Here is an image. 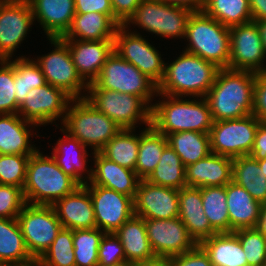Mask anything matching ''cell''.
<instances>
[{"label":"cell","instance_id":"obj_1","mask_svg":"<svg viewBox=\"0 0 266 266\" xmlns=\"http://www.w3.org/2000/svg\"><path fill=\"white\" fill-rule=\"evenodd\" d=\"M255 73L219 69L205 96L214 122L239 119L253 114Z\"/></svg>","mask_w":266,"mask_h":266},{"label":"cell","instance_id":"obj_2","mask_svg":"<svg viewBox=\"0 0 266 266\" xmlns=\"http://www.w3.org/2000/svg\"><path fill=\"white\" fill-rule=\"evenodd\" d=\"M164 100L155 103L151 110V125L167 136L175 132L196 131L210 133L213 119L205 97L183 100V97L156 94ZM166 99V100H165Z\"/></svg>","mask_w":266,"mask_h":266},{"label":"cell","instance_id":"obj_3","mask_svg":"<svg viewBox=\"0 0 266 266\" xmlns=\"http://www.w3.org/2000/svg\"><path fill=\"white\" fill-rule=\"evenodd\" d=\"M215 64L183 51L172 63H165L157 93L174 97H205L219 71Z\"/></svg>","mask_w":266,"mask_h":266},{"label":"cell","instance_id":"obj_4","mask_svg":"<svg viewBox=\"0 0 266 266\" xmlns=\"http://www.w3.org/2000/svg\"><path fill=\"white\" fill-rule=\"evenodd\" d=\"M78 186L52 156H44L39 149L30 155L23 187L27 204L53 206Z\"/></svg>","mask_w":266,"mask_h":266},{"label":"cell","instance_id":"obj_5","mask_svg":"<svg viewBox=\"0 0 266 266\" xmlns=\"http://www.w3.org/2000/svg\"><path fill=\"white\" fill-rule=\"evenodd\" d=\"M187 45L184 51L200 56L220 69L228 68L230 31L204 12H192L186 25Z\"/></svg>","mask_w":266,"mask_h":266},{"label":"cell","instance_id":"obj_6","mask_svg":"<svg viewBox=\"0 0 266 266\" xmlns=\"http://www.w3.org/2000/svg\"><path fill=\"white\" fill-rule=\"evenodd\" d=\"M72 103V104H70ZM62 128L83 145L99 152L122 129L108 116L98 111L86 98L72 99ZM74 104V105H73Z\"/></svg>","mask_w":266,"mask_h":266},{"label":"cell","instance_id":"obj_7","mask_svg":"<svg viewBox=\"0 0 266 266\" xmlns=\"http://www.w3.org/2000/svg\"><path fill=\"white\" fill-rule=\"evenodd\" d=\"M85 98L121 129L135 130L139 121L147 127L151 125L152 108L138 96L100 89L93 82L89 84Z\"/></svg>","mask_w":266,"mask_h":266},{"label":"cell","instance_id":"obj_8","mask_svg":"<svg viewBox=\"0 0 266 266\" xmlns=\"http://www.w3.org/2000/svg\"><path fill=\"white\" fill-rule=\"evenodd\" d=\"M94 83L100 89L126 93L142 98L151 108V98L157 94V85L132 63L117 52L109 56ZM150 103V104H149Z\"/></svg>","mask_w":266,"mask_h":266},{"label":"cell","instance_id":"obj_9","mask_svg":"<svg viewBox=\"0 0 266 266\" xmlns=\"http://www.w3.org/2000/svg\"><path fill=\"white\" fill-rule=\"evenodd\" d=\"M191 14L186 8L157 0H142L124 25L128 27L129 24H135L158 36L185 39L186 25Z\"/></svg>","mask_w":266,"mask_h":266},{"label":"cell","instance_id":"obj_10","mask_svg":"<svg viewBox=\"0 0 266 266\" xmlns=\"http://www.w3.org/2000/svg\"><path fill=\"white\" fill-rule=\"evenodd\" d=\"M26 247L37 261L63 228L53 206L26 204L17 217Z\"/></svg>","mask_w":266,"mask_h":266},{"label":"cell","instance_id":"obj_11","mask_svg":"<svg viewBox=\"0 0 266 266\" xmlns=\"http://www.w3.org/2000/svg\"><path fill=\"white\" fill-rule=\"evenodd\" d=\"M55 49L49 54L37 58L35 61L40 67L46 83L62 89L72 99H82L81 94L87 91L88 84L81 78L68 48V45L62 38L48 39Z\"/></svg>","mask_w":266,"mask_h":266},{"label":"cell","instance_id":"obj_12","mask_svg":"<svg viewBox=\"0 0 266 266\" xmlns=\"http://www.w3.org/2000/svg\"><path fill=\"white\" fill-rule=\"evenodd\" d=\"M260 122L253 114L213 122L209 133L211 152L230 158L250 155Z\"/></svg>","mask_w":266,"mask_h":266},{"label":"cell","instance_id":"obj_13","mask_svg":"<svg viewBox=\"0 0 266 266\" xmlns=\"http://www.w3.org/2000/svg\"><path fill=\"white\" fill-rule=\"evenodd\" d=\"M128 27H117L114 37V51L125 61L132 63L157 86L162 81L165 63L159 50L139 33L129 32Z\"/></svg>","mask_w":266,"mask_h":266},{"label":"cell","instance_id":"obj_14","mask_svg":"<svg viewBox=\"0 0 266 266\" xmlns=\"http://www.w3.org/2000/svg\"><path fill=\"white\" fill-rule=\"evenodd\" d=\"M230 59L228 68L259 73L266 70V53L255 21L229 27Z\"/></svg>","mask_w":266,"mask_h":266},{"label":"cell","instance_id":"obj_15","mask_svg":"<svg viewBox=\"0 0 266 266\" xmlns=\"http://www.w3.org/2000/svg\"><path fill=\"white\" fill-rule=\"evenodd\" d=\"M71 100L62 89L46 83L30 90L19 107L18 114L39 126L53 123L60 117L63 122Z\"/></svg>","mask_w":266,"mask_h":266},{"label":"cell","instance_id":"obj_16","mask_svg":"<svg viewBox=\"0 0 266 266\" xmlns=\"http://www.w3.org/2000/svg\"><path fill=\"white\" fill-rule=\"evenodd\" d=\"M33 22L27 0H0V60L11 59Z\"/></svg>","mask_w":266,"mask_h":266},{"label":"cell","instance_id":"obj_17","mask_svg":"<svg viewBox=\"0 0 266 266\" xmlns=\"http://www.w3.org/2000/svg\"><path fill=\"white\" fill-rule=\"evenodd\" d=\"M93 202L96 226L114 233L134 215L133 199L100 185H85Z\"/></svg>","mask_w":266,"mask_h":266},{"label":"cell","instance_id":"obj_18","mask_svg":"<svg viewBox=\"0 0 266 266\" xmlns=\"http://www.w3.org/2000/svg\"><path fill=\"white\" fill-rule=\"evenodd\" d=\"M144 221L147 237L155 256H176L198 245L179 217L144 219Z\"/></svg>","mask_w":266,"mask_h":266},{"label":"cell","instance_id":"obj_19","mask_svg":"<svg viewBox=\"0 0 266 266\" xmlns=\"http://www.w3.org/2000/svg\"><path fill=\"white\" fill-rule=\"evenodd\" d=\"M179 190L139 181L134 202V215L144 219H172L179 215Z\"/></svg>","mask_w":266,"mask_h":266},{"label":"cell","instance_id":"obj_20","mask_svg":"<svg viewBox=\"0 0 266 266\" xmlns=\"http://www.w3.org/2000/svg\"><path fill=\"white\" fill-rule=\"evenodd\" d=\"M68 45L72 61L81 78L89 85L114 51V40L63 39Z\"/></svg>","mask_w":266,"mask_h":266},{"label":"cell","instance_id":"obj_21","mask_svg":"<svg viewBox=\"0 0 266 266\" xmlns=\"http://www.w3.org/2000/svg\"><path fill=\"white\" fill-rule=\"evenodd\" d=\"M53 207L65 229L97 228L93 202L85 185L78 186L72 193L59 199Z\"/></svg>","mask_w":266,"mask_h":266},{"label":"cell","instance_id":"obj_22","mask_svg":"<svg viewBox=\"0 0 266 266\" xmlns=\"http://www.w3.org/2000/svg\"><path fill=\"white\" fill-rule=\"evenodd\" d=\"M92 154L95 169L92 167L91 180L85 185H100L125 194L134 200L141 180L136 172L118 165L100 152H92Z\"/></svg>","mask_w":266,"mask_h":266},{"label":"cell","instance_id":"obj_23","mask_svg":"<svg viewBox=\"0 0 266 266\" xmlns=\"http://www.w3.org/2000/svg\"><path fill=\"white\" fill-rule=\"evenodd\" d=\"M34 20L42 25L47 38H61L69 30L75 16L74 0H27Z\"/></svg>","mask_w":266,"mask_h":266},{"label":"cell","instance_id":"obj_24","mask_svg":"<svg viewBox=\"0 0 266 266\" xmlns=\"http://www.w3.org/2000/svg\"><path fill=\"white\" fill-rule=\"evenodd\" d=\"M233 158L210 153L196 163L186 166L189 187L226 186L232 181Z\"/></svg>","mask_w":266,"mask_h":266},{"label":"cell","instance_id":"obj_25","mask_svg":"<svg viewBox=\"0 0 266 266\" xmlns=\"http://www.w3.org/2000/svg\"><path fill=\"white\" fill-rule=\"evenodd\" d=\"M179 219L199 244L217 232L211 227L202 205L201 188L183 187L179 190Z\"/></svg>","mask_w":266,"mask_h":266},{"label":"cell","instance_id":"obj_26","mask_svg":"<svg viewBox=\"0 0 266 266\" xmlns=\"http://www.w3.org/2000/svg\"><path fill=\"white\" fill-rule=\"evenodd\" d=\"M60 130L65 137L58 139L56 146L53 147L52 157L65 174L73 178L79 185H85L92 177V169L86 168V158L89 155L87 147L67 134L62 127ZM85 171H87L86 174L89 172L87 177L82 176V174L85 175Z\"/></svg>","mask_w":266,"mask_h":266},{"label":"cell","instance_id":"obj_27","mask_svg":"<svg viewBox=\"0 0 266 266\" xmlns=\"http://www.w3.org/2000/svg\"><path fill=\"white\" fill-rule=\"evenodd\" d=\"M30 126L38 127L35 123L21 118L19 114H0V154H34L38 149L30 144Z\"/></svg>","mask_w":266,"mask_h":266},{"label":"cell","instance_id":"obj_28","mask_svg":"<svg viewBox=\"0 0 266 266\" xmlns=\"http://www.w3.org/2000/svg\"><path fill=\"white\" fill-rule=\"evenodd\" d=\"M230 233L244 228H255L259 219L261 203L242 186L231 181L226 186Z\"/></svg>","mask_w":266,"mask_h":266},{"label":"cell","instance_id":"obj_29","mask_svg":"<svg viewBox=\"0 0 266 266\" xmlns=\"http://www.w3.org/2000/svg\"><path fill=\"white\" fill-rule=\"evenodd\" d=\"M114 234L123 245L127 264L156 257L147 237L144 218L133 215Z\"/></svg>","mask_w":266,"mask_h":266},{"label":"cell","instance_id":"obj_30","mask_svg":"<svg viewBox=\"0 0 266 266\" xmlns=\"http://www.w3.org/2000/svg\"><path fill=\"white\" fill-rule=\"evenodd\" d=\"M118 25L99 12L75 13L72 24L62 39L114 40Z\"/></svg>","mask_w":266,"mask_h":266},{"label":"cell","instance_id":"obj_31","mask_svg":"<svg viewBox=\"0 0 266 266\" xmlns=\"http://www.w3.org/2000/svg\"><path fill=\"white\" fill-rule=\"evenodd\" d=\"M199 245L208 254L212 266H248L238 237L232 233H217Z\"/></svg>","mask_w":266,"mask_h":266},{"label":"cell","instance_id":"obj_32","mask_svg":"<svg viewBox=\"0 0 266 266\" xmlns=\"http://www.w3.org/2000/svg\"><path fill=\"white\" fill-rule=\"evenodd\" d=\"M25 244L17 218H0V264L34 262Z\"/></svg>","mask_w":266,"mask_h":266},{"label":"cell","instance_id":"obj_33","mask_svg":"<svg viewBox=\"0 0 266 266\" xmlns=\"http://www.w3.org/2000/svg\"><path fill=\"white\" fill-rule=\"evenodd\" d=\"M259 162L250 155L233 158L232 181L242 186L255 200L266 203V177Z\"/></svg>","mask_w":266,"mask_h":266},{"label":"cell","instance_id":"obj_34","mask_svg":"<svg viewBox=\"0 0 266 266\" xmlns=\"http://www.w3.org/2000/svg\"><path fill=\"white\" fill-rule=\"evenodd\" d=\"M168 145L180 157L184 166L196 163L211 153L210 135L196 131L168 134Z\"/></svg>","mask_w":266,"mask_h":266},{"label":"cell","instance_id":"obj_35","mask_svg":"<svg viewBox=\"0 0 266 266\" xmlns=\"http://www.w3.org/2000/svg\"><path fill=\"white\" fill-rule=\"evenodd\" d=\"M167 145V137L158 132L152 125L141 131L135 166V172L140 179H146L154 171Z\"/></svg>","mask_w":266,"mask_h":266},{"label":"cell","instance_id":"obj_36","mask_svg":"<svg viewBox=\"0 0 266 266\" xmlns=\"http://www.w3.org/2000/svg\"><path fill=\"white\" fill-rule=\"evenodd\" d=\"M145 180L155 185L180 190L187 186L186 167L176 152L167 145L158 165Z\"/></svg>","mask_w":266,"mask_h":266},{"label":"cell","instance_id":"obj_37","mask_svg":"<svg viewBox=\"0 0 266 266\" xmlns=\"http://www.w3.org/2000/svg\"><path fill=\"white\" fill-rule=\"evenodd\" d=\"M134 129H122L99 152L118 165L135 171L140 134Z\"/></svg>","mask_w":266,"mask_h":266},{"label":"cell","instance_id":"obj_38","mask_svg":"<svg viewBox=\"0 0 266 266\" xmlns=\"http://www.w3.org/2000/svg\"><path fill=\"white\" fill-rule=\"evenodd\" d=\"M203 12L226 27L253 21L249 0H206Z\"/></svg>","mask_w":266,"mask_h":266},{"label":"cell","instance_id":"obj_39","mask_svg":"<svg viewBox=\"0 0 266 266\" xmlns=\"http://www.w3.org/2000/svg\"><path fill=\"white\" fill-rule=\"evenodd\" d=\"M202 205L211 227L217 233H230L225 186L202 187Z\"/></svg>","mask_w":266,"mask_h":266},{"label":"cell","instance_id":"obj_40","mask_svg":"<svg viewBox=\"0 0 266 266\" xmlns=\"http://www.w3.org/2000/svg\"><path fill=\"white\" fill-rule=\"evenodd\" d=\"M24 57L19 56L14 59L15 96L18 109L31 89L46 84L45 77L35 60Z\"/></svg>","mask_w":266,"mask_h":266},{"label":"cell","instance_id":"obj_41","mask_svg":"<svg viewBox=\"0 0 266 266\" xmlns=\"http://www.w3.org/2000/svg\"><path fill=\"white\" fill-rule=\"evenodd\" d=\"M104 234L99 228L73 230L76 266H98V248Z\"/></svg>","mask_w":266,"mask_h":266},{"label":"cell","instance_id":"obj_42","mask_svg":"<svg viewBox=\"0 0 266 266\" xmlns=\"http://www.w3.org/2000/svg\"><path fill=\"white\" fill-rule=\"evenodd\" d=\"M37 262L39 266H76L73 230L62 228Z\"/></svg>","mask_w":266,"mask_h":266},{"label":"cell","instance_id":"obj_43","mask_svg":"<svg viewBox=\"0 0 266 266\" xmlns=\"http://www.w3.org/2000/svg\"><path fill=\"white\" fill-rule=\"evenodd\" d=\"M239 239L248 266L266 264V238L256 228H244L233 232Z\"/></svg>","mask_w":266,"mask_h":266},{"label":"cell","instance_id":"obj_44","mask_svg":"<svg viewBox=\"0 0 266 266\" xmlns=\"http://www.w3.org/2000/svg\"><path fill=\"white\" fill-rule=\"evenodd\" d=\"M0 114H18L15 96L14 60H0Z\"/></svg>","mask_w":266,"mask_h":266},{"label":"cell","instance_id":"obj_45","mask_svg":"<svg viewBox=\"0 0 266 266\" xmlns=\"http://www.w3.org/2000/svg\"><path fill=\"white\" fill-rule=\"evenodd\" d=\"M30 155L0 154V184L24 187Z\"/></svg>","mask_w":266,"mask_h":266},{"label":"cell","instance_id":"obj_46","mask_svg":"<svg viewBox=\"0 0 266 266\" xmlns=\"http://www.w3.org/2000/svg\"><path fill=\"white\" fill-rule=\"evenodd\" d=\"M127 265L124 248L114 233H105L98 248V266Z\"/></svg>","mask_w":266,"mask_h":266},{"label":"cell","instance_id":"obj_47","mask_svg":"<svg viewBox=\"0 0 266 266\" xmlns=\"http://www.w3.org/2000/svg\"><path fill=\"white\" fill-rule=\"evenodd\" d=\"M26 204L22 188L0 184V218H17Z\"/></svg>","mask_w":266,"mask_h":266},{"label":"cell","instance_id":"obj_48","mask_svg":"<svg viewBox=\"0 0 266 266\" xmlns=\"http://www.w3.org/2000/svg\"><path fill=\"white\" fill-rule=\"evenodd\" d=\"M170 266H212L208 254L198 244L185 253L170 257Z\"/></svg>","mask_w":266,"mask_h":266},{"label":"cell","instance_id":"obj_49","mask_svg":"<svg viewBox=\"0 0 266 266\" xmlns=\"http://www.w3.org/2000/svg\"><path fill=\"white\" fill-rule=\"evenodd\" d=\"M253 115L266 122V70L255 73Z\"/></svg>","mask_w":266,"mask_h":266},{"label":"cell","instance_id":"obj_50","mask_svg":"<svg viewBox=\"0 0 266 266\" xmlns=\"http://www.w3.org/2000/svg\"><path fill=\"white\" fill-rule=\"evenodd\" d=\"M75 13L99 12L108 15L118 26L122 25L113 14L111 0H74Z\"/></svg>","mask_w":266,"mask_h":266},{"label":"cell","instance_id":"obj_51","mask_svg":"<svg viewBox=\"0 0 266 266\" xmlns=\"http://www.w3.org/2000/svg\"><path fill=\"white\" fill-rule=\"evenodd\" d=\"M142 0H111L114 17L124 25Z\"/></svg>","mask_w":266,"mask_h":266},{"label":"cell","instance_id":"obj_52","mask_svg":"<svg viewBox=\"0 0 266 266\" xmlns=\"http://www.w3.org/2000/svg\"><path fill=\"white\" fill-rule=\"evenodd\" d=\"M250 156L257 161L266 158V122L259 123Z\"/></svg>","mask_w":266,"mask_h":266},{"label":"cell","instance_id":"obj_53","mask_svg":"<svg viewBox=\"0 0 266 266\" xmlns=\"http://www.w3.org/2000/svg\"><path fill=\"white\" fill-rule=\"evenodd\" d=\"M161 3L169 4L189 9L191 12H203L206 0H157Z\"/></svg>","mask_w":266,"mask_h":266},{"label":"cell","instance_id":"obj_54","mask_svg":"<svg viewBox=\"0 0 266 266\" xmlns=\"http://www.w3.org/2000/svg\"><path fill=\"white\" fill-rule=\"evenodd\" d=\"M252 20H266V0H249Z\"/></svg>","mask_w":266,"mask_h":266},{"label":"cell","instance_id":"obj_55","mask_svg":"<svg viewBox=\"0 0 266 266\" xmlns=\"http://www.w3.org/2000/svg\"><path fill=\"white\" fill-rule=\"evenodd\" d=\"M130 266H170V257L156 256L149 260L134 262Z\"/></svg>","mask_w":266,"mask_h":266},{"label":"cell","instance_id":"obj_56","mask_svg":"<svg viewBox=\"0 0 266 266\" xmlns=\"http://www.w3.org/2000/svg\"><path fill=\"white\" fill-rule=\"evenodd\" d=\"M255 228L266 238V203L261 205Z\"/></svg>","mask_w":266,"mask_h":266},{"label":"cell","instance_id":"obj_57","mask_svg":"<svg viewBox=\"0 0 266 266\" xmlns=\"http://www.w3.org/2000/svg\"><path fill=\"white\" fill-rule=\"evenodd\" d=\"M258 25L260 35H261V40L262 44L266 53V20H259L255 21Z\"/></svg>","mask_w":266,"mask_h":266},{"label":"cell","instance_id":"obj_58","mask_svg":"<svg viewBox=\"0 0 266 266\" xmlns=\"http://www.w3.org/2000/svg\"><path fill=\"white\" fill-rule=\"evenodd\" d=\"M0 266H39L37 261L26 264H0Z\"/></svg>","mask_w":266,"mask_h":266},{"label":"cell","instance_id":"obj_59","mask_svg":"<svg viewBox=\"0 0 266 266\" xmlns=\"http://www.w3.org/2000/svg\"><path fill=\"white\" fill-rule=\"evenodd\" d=\"M259 166L261 168V170L263 171V175H265L266 177V158L265 159H262V160H259Z\"/></svg>","mask_w":266,"mask_h":266}]
</instances>
